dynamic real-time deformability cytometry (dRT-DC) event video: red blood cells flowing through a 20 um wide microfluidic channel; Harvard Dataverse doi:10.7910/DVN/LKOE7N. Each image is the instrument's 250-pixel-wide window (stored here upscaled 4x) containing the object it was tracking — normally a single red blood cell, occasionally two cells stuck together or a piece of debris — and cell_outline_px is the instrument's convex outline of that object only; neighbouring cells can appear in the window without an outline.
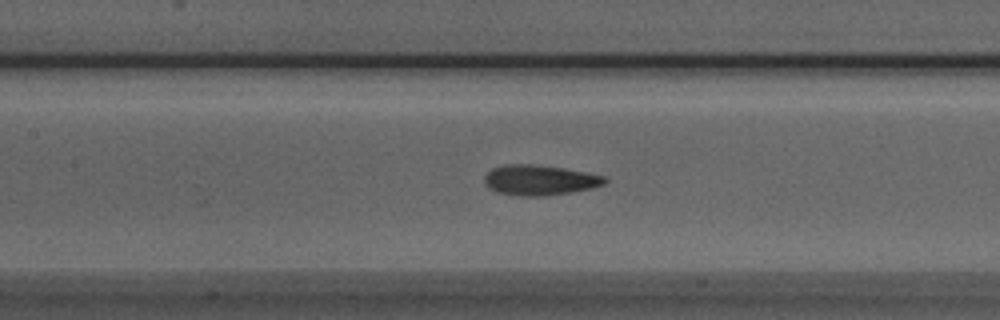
{"species": "Egyptian fruit bat (a non-hibernating species)", "species_latin": "Rousettus aegyptiacus", "temperature_condition": "room temperature", "stored_images_in_passage": 31, "camera_frame_rate_fps": 3000, "um_per_image_px": 0.085, "animal": {"sex": "male"}, "frame": {"image": 1, "passage_image": 10, "time_ms": 3.0, "image_size_px": [1000, 320], "cell_outline_px": [[608, 180], [604, 184], [592, 188], [568, 192], [540, 196], [516, 196], [496, 192], [488, 188], [484, 184], [484, 176], [492, 168], [508, 164], [532, 164], [564, 168], [604, 176]], "centroid_in_image_um": [45.82, 15.31], "position_along_channel_um": 161.6, "area_um2": 21.15}}
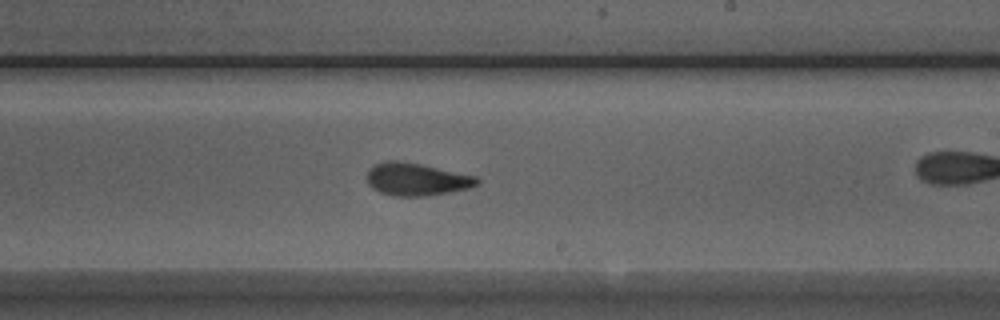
{"frame": {"image": 2, "passage_image": 17, "time_ms": 5.333, "image_size_px": [1000, 320], "cell_outline_px": [[480, 184], [468, 188], [448, 192], [424, 196], [392, 196], [380, 192], [372, 188], [368, 184], [368, 168], [376, 164], [388, 160], [396, 160], [420, 164], [476, 176], [480, 180]], "centroid_in_image_um": [35.39, 15.24], "position_along_channel_um": 253.6, "area_um2": 20.81}}
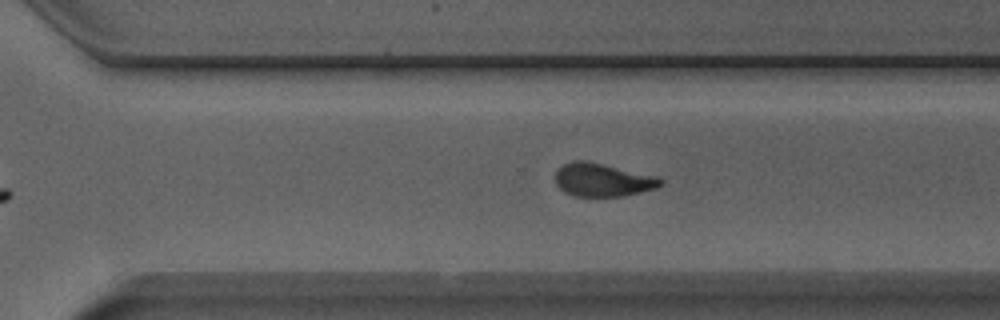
{"frame": {"image": 3, "passage_image": 22, "time_ms": 7.0, "image_size_px": [1000, 320], "cell_outline_px": [[664, 184], [656, 188], [640, 192], [620, 196], [572, 196], [564, 192], [556, 184], [556, 172], [564, 164], [572, 160], [584, 160], [652, 176], [664, 180]], "centroid_in_image_um": [51.18, 15.31], "position_along_channel_um": 319.4, "area_um2": 19.88}, "authors_computed_cell_mechanics": {"area_um2": 20.808, "velocity_mm_per_s": 3.9604, "shape_relaxation_time_tau1_ms": 4.3699, "shape_relaxation_time_tau2_ms": 1.9552, "deformation_change_tau1": 0.1478, "deformation_change_tau2": 0.0967}}